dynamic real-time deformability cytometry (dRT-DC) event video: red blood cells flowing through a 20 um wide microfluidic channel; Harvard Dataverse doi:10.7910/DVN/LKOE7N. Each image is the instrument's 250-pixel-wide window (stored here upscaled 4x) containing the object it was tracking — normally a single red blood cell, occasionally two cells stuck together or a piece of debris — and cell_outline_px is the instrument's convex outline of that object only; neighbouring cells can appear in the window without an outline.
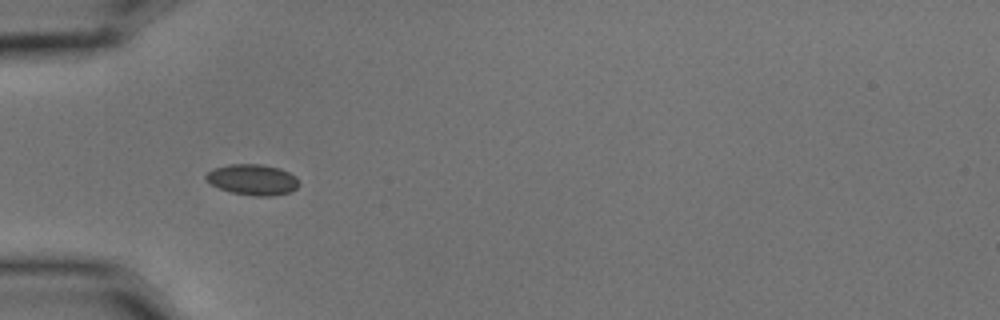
{"species": "common noctule bat (a hibernating species)", "species_latin": "Nyctalus noctula", "temperature_condition": "cold", "stored_images_in_passage": 7, "camera_frame_rate_fps": 3000, "um_per_image_px": 0.085, "animal": {"sex": "male", "body_mass_g": 15.6}, "frame": {"image": 1, "passage_image": 6, "time_ms": 1.667, "image_size_px": [1000, 320], "cell_outline_px": [[300, 184], [296, 188], [288, 192], [272, 196], [252, 196], [232, 192], [220, 188], [212, 184], [204, 176], [212, 168], [228, 164], [260, 164], [280, 168], [296, 176]], "centroid_in_image_um": [21.48, 15.26], "position_along_channel_um": 63.5, "area_um2": 16.65}}
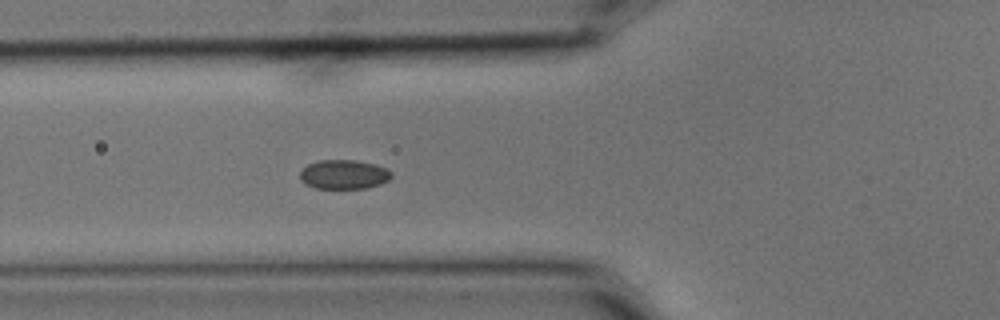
{"frame": {"image": 2, "passage_image": 7, "time_ms": 2.0, "image_size_px": [1000, 320], "cell_outline_px": [[392, 176], [388, 180], [380, 184], [368, 188], [316, 188], [304, 184], [300, 180], [300, 172], [308, 164], [320, 160], [356, 160], [376, 164], [388, 168], [392, 172]], "centroid_in_image_um": [29.25, 14.82], "position_along_channel_um": 96.6, "area_um2": 15.72}}